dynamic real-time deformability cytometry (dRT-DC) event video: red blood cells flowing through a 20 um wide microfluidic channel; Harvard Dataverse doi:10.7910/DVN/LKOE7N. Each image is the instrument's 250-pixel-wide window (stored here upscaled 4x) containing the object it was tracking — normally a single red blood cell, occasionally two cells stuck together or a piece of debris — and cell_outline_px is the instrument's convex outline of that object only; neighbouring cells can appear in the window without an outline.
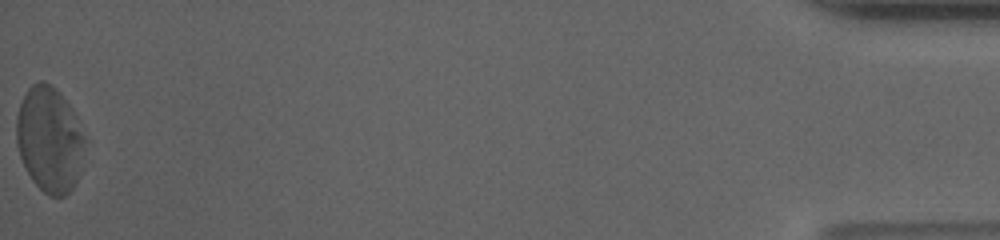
{"species": "human", "species_latin": "Homo sapiens", "temperature_condition": "cold", "stored_images_in_passage": 40, "camera_frame_rate_fps": 3000, "um_per_image_px": 0.085, "donor": {"sex": "male"}, "frame": {"image": 1, "passage_image": 40, "time_ms": 13.0, "image_size_px": [1000, 240], "cell_outline_px": [[84, 144], [76, 180], [72, 188], [64, 196], [48, 196], [32, 180], [20, 156], [16, 140], [16, 120], [20, 104], [28, 88], [32, 84], [40, 80], [44, 80], [56, 88], [60, 92], [72, 112], [84, 136]], "centroid_in_image_um": [4.17, 11.83], "position_along_channel_um": 431.0, "area_um2": 41.21}, "authors_computed_cell_mechanics": {"area_um2": 41.0091, "velocity_mm_per_s": 3.5617, "shape_relaxation_time_tau1_ms": 7.4542, "shape_relaxation_time_tau2_ms": null, "deformation_change_tau1": 0.2232, "deformation_change_tau2": null}}